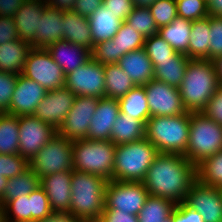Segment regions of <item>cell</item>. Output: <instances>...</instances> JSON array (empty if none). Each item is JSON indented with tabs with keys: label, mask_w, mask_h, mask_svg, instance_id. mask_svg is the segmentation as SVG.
<instances>
[{
	"label": "cell",
	"mask_w": 222,
	"mask_h": 222,
	"mask_svg": "<svg viewBox=\"0 0 222 222\" xmlns=\"http://www.w3.org/2000/svg\"><path fill=\"white\" fill-rule=\"evenodd\" d=\"M196 180V166L184 155L159 153L143 183L150 196L166 198L178 204L185 202Z\"/></svg>",
	"instance_id": "cell-1"
},
{
	"label": "cell",
	"mask_w": 222,
	"mask_h": 222,
	"mask_svg": "<svg viewBox=\"0 0 222 222\" xmlns=\"http://www.w3.org/2000/svg\"><path fill=\"white\" fill-rule=\"evenodd\" d=\"M219 86L214 61L191 59L178 89L188 112H202Z\"/></svg>",
	"instance_id": "cell-2"
},
{
	"label": "cell",
	"mask_w": 222,
	"mask_h": 222,
	"mask_svg": "<svg viewBox=\"0 0 222 222\" xmlns=\"http://www.w3.org/2000/svg\"><path fill=\"white\" fill-rule=\"evenodd\" d=\"M107 183L100 176L73 170L69 213L84 222H97L105 207Z\"/></svg>",
	"instance_id": "cell-3"
},
{
	"label": "cell",
	"mask_w": 222,
	"mask_h": 222,
	"mask_svg": "<svg viewBox=\"0 0 222 222\" xmlns=\"http://www.w3.org/2000/svg\"><path fill=\"white\" fill-rule=\"evenodd\" d=\"M190 112L176 116H153L145 124V138L159 153L184 155L188 146Z\"/></svg>",
	"instance_id": "cell-4"
},
{
	"label": "cell",
	"mask_w": 222,
	"mask_h": 222,
	"mask_svg": "<svg viewBox=\"0 0 222 222\" xmlns=\"http://www.w3.org/2000/svg\"><path fill=\"white\" fill-rule=\"evenodd\" d=\"M116 145L111 140L73 141V170L113 180Z\"/></svg>",
	"instance_id": "cell-5"
},
{
	"label": "cell",
	"mask_w": 222,
	"mask_h": 222,
	"mask_svg": "<svg viewBox=\"0 0 222 222\" xmlns=\"http://www.w3.org/2000/svg\"><path fill=\"white\" fill-rule=\"evenodd\" d=\"M158 154L157 148L146 138L116 145L113 180L143 182Z\"/></svg>",
	"instance_id": "cell-6"
},
{
	"label": "cell",
	"mask_w": 222,
	"mask_h": 222,
	"mask_svg": "<svg viewBox=\"0 0 222 222\" xmlns=\"http://www.w3.org/2000/svg\"><path fill=\"white\" fill-rule=\"evenodd\" d=\"M222 150V126L202 112H190L188 146L184 156L195 166Z\"/></svg>",
	"instance_id": "cell-7"
},
{
	"label": "cell",
	"mask_w": 222,
	"mask_h": 222,
	"mask_svg": "<svg viewBox=\"0 0 222 222\" xmlns=\"http://www.w3.org/2000/svg\"><path fill=\"white\" fill-rule=\"evenodd\" d=\"M73 141L58 133L29 161V167L39 177L73 170Z\"/></svg>",
	"instance_id": "cell-8"
},
{
	"label": "cell",
	"mask_w": 222,
	"mask_h": 222,
	"mask_svg": "<svg viewBox=\"0 0 222 222\" xmlns=\"http://www.w3.org/2000/svg\"><path fill=\"white\" fill-rule=\"evenodd\" d=\"M22 75L37 82L47 91L64 87L66 76L46 48L30 50Z\"/></svg>",
	"instance_id": "cell-9"
},
{
	"label": "cell",
	"mask_w": 222,
	"mask_h": 222,
	"mask_svg": "<svg viewBox=\"0 0 222 222\" xmlns=\"http://www.w3.org/2000/svg\"><path fill=\"white\" fill-rule=\"evenodd\" d=\"M149 193L143 182L108 181L104 209H117L138 215Z\"/></svg>",
	"instance_id": "cell-10"
},
{
	"label": "cell",
	"mask_w": 222,
	"mask_h": 222,
	"mask_svg": "<svg viewBox=\"0 0 222 222\" xmlns=\"http://www.w3.org/2000/svg\"><path fill=\"white\" fill-rule=\"evenodd\" d=\"M64 86L76 96L105 97L104 65L90 58L66 74Z\"/></svg>",
	"instance_id": "cell-11"
},
{
	"label": "cell",
	"mask_w": 222,
	"mask_h": 222,
	"mask_svg": "<svg viewBox=\"0 0 222 222\" xmlns=\"http://www.w3.org/2000/svg\"><path fill=\"white\" fill-rule=\"evenodd\" d=\"M19 155L30 161L57 130L34 115L18 116Z\"/></svg>",
	"instance_id": "cell-12"
},
{
	"label": "cell",
	"mask_w": 222,
	"mask_h": 222,
	"mask_svg": "<svg viewBox=\"0 0 222 222\" xmlns=\"http://www.w3.org/2000/svg\"><path fill=\"white\" fill-rule=\"evenodd\" d=\"M149 106V118L153 116H176L187 112L179 89L156 79L144 85Z\"/></svg>",
	"instance_id": "cell-13"
},
{
	"label": "cell",
	"mask_w": 222,
	"mask_h": 222,
	"mask_svg": "<svg viewBox=\"0 0 222 222\" xmlns=\"http://www.w3.org/2000/svg\"><path fill=\"white\" fill-rule=\"evenodd\" d=\"M97 104L98 98L76 96L70 111L63 124L57 130V133L71 141L86 139L88 137L91 118L95 114Z\"/></svg>",
	"instance_id": "cell-14"
},
{
	"label": "cell",
	"mask_w": 222,
	"mask_h": 222,
	"mask_svg": "<svg viewBox=\"0 0 222 222\" xmlns=\"http://www.w3.org/2000/svg\"><path fill=\"white\" fill-rule=\"evenodd\" d=\"M185 203L196 210L204 222H222V189L196 180L190 187Z\"/></svg>",
	"instance_id": "cell-15"
},
{
	"label": "cell",
	"mask_w": 222,
	"mask_h": 222,
	"mask_svg": "<svg viewBox=\"0 0 222 222\" xmlns=\"http://www.w3.org/2000/svg\"><path fill=\"white\" fill-rule=\"evenodd\" d=\"M75 97L76 95L65 86L48 91L36 106L33 115L58 130L70 111Z\"/></svg>",
	"instance_id": "cell-16"
},
{
	"label": "cell",
	"mask_w": 222,
	"mask_h": 222,
	"mask_svg": "<svg viewBox=\"0 0 222 222\" xmlns=\"http://www.w3.org/2000/svg\"><path fill=\"white\" fill-rule=\"evenodd\" d=\"M47 92L37 82L26 78L22 74L18 75L8 114L15 116L33 115L36 106Z\"/></svg>",
	"instance_id": "cell-17"
},
{
	"label": "cell",
	"mask_w": 222,
	"mask_h": 222,
	"mask_svg": "<svg viewBox=\"0 0 222 222\" xmlns=\"http://www.w3.org/2000/svg\"><path fill=\"white\" fill-rule=\"evenodd\" d=\"M73 170L57 172L40 178L54 213L69 212L71 204V178Z\"/></svg>",
	"instance_id": "cell-18"
},
{
	"label": "cell",
	"mask_w": 222,
	"mask_h": 222,
	"mask_svg": "<svg viewBox=\"0 0 222 222\" xmlns=\"http://www.w3.org/2000/svg\"><path fill=\"white\" fill-rule=\"evenodd\" d=\"M120 114L118 99L101 97L91 118L88 140H110L113 124Z\"/></svg>",
	"instance_id": "cell-19"
},
{
	"label": "cell",
	"mask_w": 222,
	"mask_h": 222,
	"mask_svg": "<svg viewBox=\"0 0 222 222\" xmlns=\"http://www.w3.org/2000/svg\"><path fill=\"white\" fill-rule=\"evenodd\" d=\"M47 7L45 0H26L14 16L17 34L20 40L32 43L36 32H39V19Z\"/></svg>",
	"instance_id": "cell-20"
},
{
	"label": "cell",
	"mask_w": 222,
	"mask_h": 222,
	"mask_svg": "<svg viewBox=\"0 0 222 222\" xmlns=\"http://www.w3.org/2000/svg\"><path fill=\"white\" fill-rule=\"evenodd\" d=\"M46 49L65 75L85 64L91 58V51L88 48L65 40L51 43Z\"/></svg>",
	"instance_id": "cell-21"
},
{
	"label": "cell",
	"mask_w": 222,
	"mask_h": 222,
	"mask_svg": "<svg viewBox=\"0 0 222 222\" xmlns=\"http://www.w3.org/2000/svg\"><path fill=\"white\" fill-rule=\"evenodd\" d=\"M64 10L47 6L39 19V32L31 43L32 48H46L51 43L64 40Z\"/></svg>",
	"instance_id": "cell-22"
},
{
	"label": "cell",
	"mask_w": 222,
	"mask_h": 222,
	"mask_svg": "<svg viewBox=\"0 0 222 222\" xmlns=\"http://www.w3.org/2000/svg\"><path fill=\"white\" fill-rule=\"evenodd\" d=\"M136 86L154 79V67L144 47L126 53L117 63Z\"/></svg>",
	"instance_id": "cell-23"
},
{
	"label": "cell",
	"mask_w": 222,
	"mask_h": 222,
	"mask_svg": "<svg viewBox=\"0 0 222 222\" xmlns=\"http://www.w3.org/2000/svg\"><path fill=\"white\" fill-rule=\"evenodd\" d=\"M63 20L64 40L91 51L94 45L88 17L79 15L73 10H67L64 11Z\"/></svg>",
	"instance_id": "cell-24"
},
{
	"label": "cell",
	"mask_w": 222,
	"mask_h": 222,
	"mask_svg": "<svg viewBox=\"0 0 222 222\" xmlns=\"http://www.w3.org/2000/svg\"><path fill=\"white\" fill-rule=\"evenodd\" d=\"M31 44L20 39L0 45V71L22 74Z\"/></svg>",
	"instance_id": "cell-25"
},
{
	"label": "cell",
	"mask_w": 222,
	"mask_h": 222,
	"mask_svg": "<svg viewBox=\"0 0 222 222\" xmlns=\"http://www.w3.org/2000/svg\"><path fill=\"white\" fill-rule=\"evenodd\" d=\"M88 20L93 45L112 39L123 23L122 20L115 18V14L108 11L103 4L88 17Z\"/></svg>",
	"instance_id": "cell-26"
},
{
	"label": "cell",
	"mask_w": 222,
	"mask_h": 222,
	"mask_svg": "<svg viewBox=\"0 0 222 222\" xmlns=\"http://www.w3.org/2000/svg\"><path fill=\"white\" fill-rule=\"evenodd\" d=\"M191 27V20L177 16L170 24L159 27L158 35L175 51L185 54L188 51Z\"/></svg>",
	"instance_id": "cell-27"
},
{
	"label": "cell",
	"mask_w": 222,
	"mask_h": 222,
	"mask_svg": "<svg viewBox=\"0 0 222 222\" xmlns=\"http://www.w3.org/2000/svg\"><path fill=\"white\" fill-rule=\"evenodd\" d=\"M210 15L201 20L192 21L190 42L185 55L189 59L209 60Z\"/></svg>",
	"instance_id": "cell-28"
},
{
	"label": "cell",
	"mask_w": 222,
	"mask_h": 222,
	"mask_svg": "<svg viewBox=\"0 0 222 222\" xmlns=\"http://www.w3.org/2000/svg\"><path fill=\"white\" fill-rule=\"evenodd\" d=\"M190 60L185 54L178 52L171 60L153 64L154 79L178 88L182 84Z\"/></svg>",
	"instance_id": "cell-29"
},
{
	"label": "cell",
	"mask_w": 222,
	"mask_h": 222,
	"mask_svg": "<svg viewBox=\"0 0 222 222\" xmlns=\"http://www.w3.org/2000/svg\"><path fill=\"white\" fill-rule=\"evenodd\" d=\"M145 138V124L142 121L120 113L113 124L110 140L115 145L131 143Z\"/></svg>",
	"instance_id": "cell-30"
},
{
	"label": "cell",
	"mask_w": 222,
	"mask_h": 222,
	"mask_svg": "<svg viewBox=\"0 0 222 222\" xmlns=\"http://www.w3.org/2000/svg\"><path fill=\"white\" fill-rule=\"evenodd\" d=\"M120 113L146 124L149 119V106L144 86L133 87L126 95L118 99Z\"/></svg>",
	"instance_id": "cell-31"
},
{
	"label": "cell",
	"mask_w": 222,
	"mask_h": 222,
	"mask_svg": "<svg viewBox=\"0 0 222 222\" xmlns=\"http://www.w3.org/2000/svg\"><path fill=\"white\" fill-rule=\"evenodd\" d=\"M105 97L120 99L136 85L118 64L104 65Z\"/></svg>",
	"instance_id": "cell-32"
},
{
	"label": "cell",
	"mask_w": 222,
	"mask_h": 222,
	"mask_svg": "<svg viewBox=\"0 0 222 222\" xmlns=\"http://www.w3.org/2000/svg\"><path fill=\"white\" fill-rule=\"evenodd\" d=\"M40 186V178L29 167L23 173L8 178L4 197L0 200L1 206L7 201L18 197L29 195L33 190Z\"/></svg>",
	"instance_id": "cell-33"
},
{
	"label": "cell",
	"mask_w": 222,
	"mask_h": 222,
	"mask_svg": "<svg viewBox=\"0 0 222 222\" xmlns=\"http://www.w3.org/2000/svg\"><path fill=\"white\" fill-rule=\"evenodd\" d=\"M0 154H19L18 116L0 113Z\"/></svg>",
	"instance_id": "cell-34"
},
{
	"label": "cell",
	"mask_w": 222,
	"mask_h": 222,
	"mask_svg": "<svg viewBox=\"0 0 222 222\" xmlns=\"http://www.w3.org/2000/svg\"><path fill=\"white\" fill-rule=\"evenodd\" d=\"M175 206L169 199L149 195L137 215L138 222H163L171 216Z\"/></svg>",
	"instance_id": "cell-35"
},
{
	"label": "cell",
	"mask_w": 222,
	"mask_h": 222,
	"mask_svg": "<svg viewBox=\"0 0 222 222\" xmlns=\"http://www.w3.org/2000/svg\"><path fill=\"white\" fill-rule=\"evenodd\" d=\"M196 174L200 183L222 189V150L199 163Z\"/></svg>",
	"instance_id": "cell-36"
},
{
	"label": "cell",
	"mask_w": 222,
	"mask_h": 222,
	"mask_svg": "<svg viewBox=\"0 0 222 222\" xmlns=\"http://www.w3.org/2000/svg\"><path fill=\"white\" fill-rule=\"evenodd\" d=\"M117 48V63L128 52L144 47L145 38L125 21L112 38Z\"/></svg>",
	"instance_id": "cell-37"
},
{
	"label": "cell",
	"mask_w": 222,
	"mask_h": 222,
	"mask_svg": "<svg viewBox=\"0 0 222 222\" xmlns=\"http://www.w3.org/2000/svg\"><path fill=\"white\" fill-rule=\"evenodd\" d=\"M125 22L144 38L158 34V26L149 8L134 7Z\"/></svg>",
	"instance_id": "cell-38"
},
{
	"label": "cell",
	"mask_w": 222,
	"mask_h": 222,
	"mask_svg": "<svg viewBox=\"0 0 222 222\" xmlns=\"http://www.w3.org/2000/svg\"><path fill=\"white\" fill-rule=\"evenodd\" d=\"M3 222H17L31 220V198L24 195L7 201L2 206Z\"/></svg>",
	"instance_id": "cell-39"
},
{
	"label": "cell",
	"mask_w": 222,
	"mask_h": 222,
	"mask_svg": "<svg viewBox=\"0 0 222 222\" xmlns=\"http://www.w3.org/2000/svg\"><path fill=\"white\" fill-rule=\"evenodd\" d=\"M144 49L152 64L171 60L178 53L158 34L145 38Z\"/></svg>",
	"instance_id": "cell-40"
},
{
	"label": "cell",
	"mask_w": 222,
	"mask_h": 222,
	"mask_svg": "<svg viewBox=\"0 0 222 222\" xmlns=\"http://www.w3.org/2000/svg\"><path fill=\"white\" fill-rule=\"evenodd\" d=\"M179 17L191 21L209 16L207 0H175Z\"/></svg>",
	"instance_id": "cell-41"
},
{
	"label": "cell",
	"mask_w": 222,
	"mask_h": 222,
	"mask_svg": "<svg viewBox=\"0 0 222 222\" xmlns=\"http://www.w3.org/2000/svg\"><path fill=\"white\" fill-rule=\"evenodd\" d=\"M149 9L158 28L170 24L178 16L175 0H158Z\"/></svg>",
	"instance_id": "cell-42"
},
{
	"label": "cell",
	"mask_w": 222,
	"mask_h": 222,
	"mask_svg": "<svg viewBox=\"0 0 222 222\" xmlns=\"http://www.w3.org/2000/svg\"><path fill=\"white\" fill-rule=\"evenodd\" d=\"M29 168V161L19 154H0V173L2 177H15Z\"/></svg>",
	"instance_id": "cell-43"
},
{
	"label": "cell",
	"mask_w": 222,
	"mask_h": 222,
	"mask_svg": "<svg viewBox=\"0 0 222 222\" xmlns=\"http://www.w3.org/2000/svg\"><path fill=\"white\" fill-rule=\"evenodd\" d=\"M29 198H31V220L41 221L54 213L46 192L41 186L33 190Z\"/></svg>",
	"instance_id": "cell-44"
},
{
	"label": "cell",
	"mask_w": 222,
	"mask_h": 222,
	"mask_svg": "<svg viewBox=\"0 0 222 222\" xmlns=\"http://www.w3.org/2000/svg\"><path fill=\"white\" fill-rule=\"evenodd\" d=\"M18 74L0 71V113H8Z\"/></svg>",
	"instance_id": "cell-45"
},
{
	"label": "cell",
	"mask_w": 222,
	"mask_h": 222,
	"mask_svg": "<svg viewBox=\"0 0 222 222\" xmlns=\"http://www.w3.org/2000/svg\"><path fill=\"white\" fill-rule=\"evenodd\" d=\"M91 58L102 65L117 64L116 43L112 39L96 43L91 50Z\"/></svg>",
	"instance_id": "cell-46"
},
{
	"label": "cell",
	"mask_w": 222,
	"mask_h": 222,
	"mask_svg": "<svg viewBox=\"0 0 222 222\" xmlns=\"http://www.w3.org/2000/svg\"><path fill=\"white\" fill-rule=\"evenodd\" d=\"M209 60L214 61L222 55V17L210 15Z\"/></svg>",
	"instance_id": "cell-47"
},
{
	"label": "cell",
	"mask_w": 222,
	"mask_h": 222,
	"mask_svg": "<svg viewBox=\"0 0 222 222\" xmlns=\"http://www.w3.org/2000/svg\"><path fill=\"white\" fill-rule=\"evenodd\" d=\"M171 216L172 222H204L203 217L185 202L176 204Z\"/></svg>",
	"instance_id": "cell-48"
},
{
	"label": "cell",
	"mask_w": 222,
	"mask_h": 222,
	"mask_svg": "<svg viewBox=\"0 0 222 222\" xmlns=\"http://www.w3.org/2000/svg\"><path fill=\"white\" fill-rule=\"evenodd\" d=\"M202 113L222 126V86L217 88Z\"/></svg>",
	"instance_id": "cell-49"
},
{
	"label": "cell",
	"mask_w": 222,
	"mask_h": 222,
	"mask_svg": "<svg viewBox=\"0 0 222 222\" xmlns=\"http://www.w3.org/2000/svg\"><path fill=\"white\" fill-rule=\"evenodd\" d=\"M103 5L123 22L134 9L132 0H103Z\"/></svg>",
	"instance_id": "cell-50"
},
{
	"label": "cell",
	"mask_w": 222,
	"mask_h": 222,
	"mask_svg": "<svg viewBox=\"0 0 222 222\" xmlns=\"http://www.w3.org/2000/svg\"><path fill=\"white\" fill-rule=\"evenodd\" d=\"M19 39L13 17L0 16V45Z\"/></svg>",
	"instance_id": "cell-51"
},
{
	"label": "cell",
	"mask_w": 222,
	"mask_h": 222,
	"mask_svg": "<svg viewBox=\"0 0 222 222\" xmlns=\"http://www.w3.org/2000/svg\"><path fill=\"white\" fill-rule=\"evenodd\" d=\"M97 222H138V216L117 209H104Z\"/></svg>",
	"instance_id": "cell-52"
},
{
	"label": "cell",
	"mask_w": 222,
	"mask_h": 222,
	"mask_svg": "<svg viewBox=\"0 0 222 222\" xmlns=\"http://www.w3.org/2000/svg\"><path fill=\"white\" fill-rule=\"evenodd\" d=\"M102 4H103V0H76L73 11H75L79 15L89 17Z\"/></svg>",
	"instance_id": "cell-53"
},
{
	"label": "cell",
	"mask_w": 222,
	"mask_h": 222,
	"mask_svg": "<svg viewBox=\"0 0 222 222\" xmlns=\"http://www.w3.org/2000/svg\"><path fill=\"white\" fill-rule=\"evenodd\" d=\"M26 0H0V16L13 17Z\"/></svg>",
	"instance_id": "cell-54"
},
{
	"label": "cell",
	"mask_w": 222,
	"mask_h": 222,
	"mask_svg": "<svg viewBox=\"0 0 222 222\" xmlns=\"http://www.w3.org/2000/svg\"><path fill=\"white\" fill-rule=\"evenodd\" d=\"M39 222H84L69 212L53 213Z\"/></svg>",
	"instance_id": "cell-55"
},
{
	"label": "cell",
	"mask_w": 222,
	"mask_h": 222,
	"mask_svg": "<svg viewBox=\"0 0 222 222\" xmlns=\"http://www.w3.org/2000/svg\"><path fill=\"white\" fill-rule=\"evenodd\" d=\"M47 6L58 10H73L76 0H45Z\"/></svg>",
	"instance_id": "cell-56"
},
{
	"label": "cell",
	"mask_w": 222,
	"mask_h": 222,
	"mask_svg": "<svg viewBox=\"0 0 222 222\" xmlns=\"http://www.w3.org/2000/svg\"><path fill=\"white\" fill-rule=\"evenodd\" d=\"M207 3L209 15L222 17V0H207Z\"/></svg>",
	"instance_id": "cell-57"
},
{
	"label": "cell",
	"mask_w": 222,
	"mask_h": 222,
	"mask_svg": "<svg viewBox=\"0 0 222 222\" xmlns=\"http://www.w3.org/2000/svg\"><path fill=\"white\" fill-rule=\"evenodd\" d=\"M214 64L217 71L219 85L222 86V55L214 60Z\"/></svg>",
	"instance_id": "cell-58"
},
{
	"label": "cell",
	"mask_w": 222,
	"mask_h": 222,
	"mask_svg": "<svg viewBox=\"0 0 222 222\" xmlns=\"http://www.w3.org/2000/svg\"><path fill=\"white\" fill-rule=\"evenodd\" d=\"M158 0H132L134 7L138 8H149Z\"/></svg>",
	"instance_id": "cell-59"
},
{
	"label": "cell",
	"mask_w": 222,
	"mask_h": 222,
	"mask_svg": "<svg viewBox=\"0 0 222 222\" xmlns=\"http://www.w3.org/2000/svg\"><path fill=\"white\" fill-rule=\"evenodd\" d=\"M8 178L2 177L0 173V200L4 197V191L7 184Z\"/></svg>",
	"instance_id": "cell-60"
},
{
	"label": "cell",
	"mask_w": 222,
	"mask_h": 222,
	"mask_svg": "<svg viewBox=\"0 0 222 222\" xmlns=\"http://www.w3.org/2000/svg\"><path fill=\"white\" fill-rule=\"evenodd\" d=\"M0 222H3V220H2V206H1V204H0Z\"/></svg>",
	"instance_id": "cell-61"
},
{
	"label": "cell",
	"mask_w": 222,
	"mask_h": 222,
	"mask_svg": "<svg viewBox=\"0 0 222 222\" xmlns=\"http://www.w3.org/2000/svg\"><path fill=\"white\" fill-rule=\"evenodd\" d=\"M163 222H172V216L166 218V220H164Z\"/></svg>",
	"instance_id": "cell-62"
},
{
	"label": "cell",
	"mask_w": 222,
	"mask_h": 222,
	"mask_svg": "<svg viewBox=\"0 0 222 222\" xmlns=\"http://www.w3.org/2000/svg\"><path fill=\"white\" fill-rule=\"evenodd\" d=\"M17 222H39V221H36V220H27V221H17Z\"/></svg>",
	"instance_id": "cell-63"
}]
</instances>
